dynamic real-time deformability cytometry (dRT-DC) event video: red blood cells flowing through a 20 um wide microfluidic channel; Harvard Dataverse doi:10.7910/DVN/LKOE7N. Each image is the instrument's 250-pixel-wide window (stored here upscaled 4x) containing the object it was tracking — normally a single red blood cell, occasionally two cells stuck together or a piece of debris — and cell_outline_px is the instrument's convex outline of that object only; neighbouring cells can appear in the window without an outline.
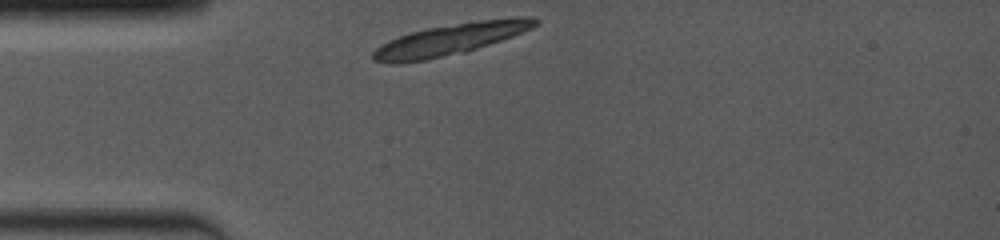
{"species": "common noctule bat (a hibernating species)", "species_latin": "Nyctalus noctula", "temperature_condition": "room temperature", "stored_images_in_passage": 1, "camera_frame_rate_fps": 4000, "um_per_image_px": 0.085, "animal": {"sex": "female", "body_mass_g": 19.0, "forearm_length_mm": 53.3}, "frame": {"image": 1, "passage_image": 1, "time_ms": 0.0, "image_size_px": [1000, 240], "cell_outline_px": [[540, 20], [532, 28], [512, 36], [464, 52], [428, 60], [400, 64], [392, 64], [372, 60], [372, 52], [380, 44], [388, 40], [412, 32], [428, 28], [480, 20], [516, 16], [532, 16]], "centroid_in_image_um": [38.24, 3.36], "position_along_channel_um": 46.8, "area_um2": 29.54}}